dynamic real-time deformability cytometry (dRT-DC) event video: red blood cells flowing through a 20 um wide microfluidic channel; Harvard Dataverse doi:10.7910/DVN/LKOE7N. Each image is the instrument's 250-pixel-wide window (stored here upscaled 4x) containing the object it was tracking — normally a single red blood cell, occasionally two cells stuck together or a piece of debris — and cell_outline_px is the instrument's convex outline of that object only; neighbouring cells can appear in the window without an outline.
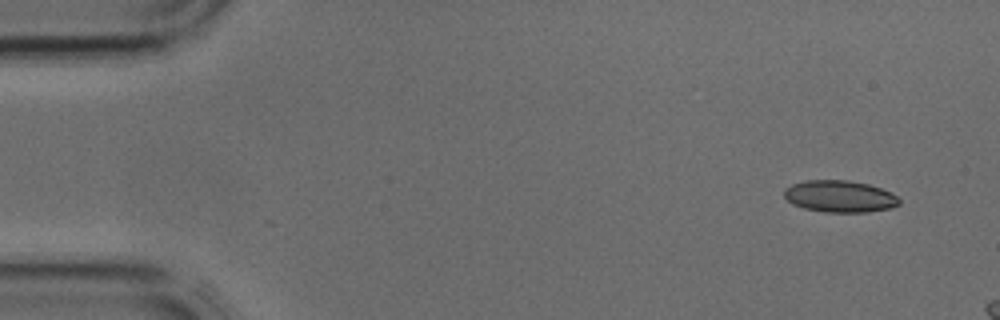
{"species": "common noctule bat (a hibernating species)", "species_latin": "Nyctalus noctula", "temperature_condition": "cold", "stored_images_in_passage": 3, "camera_frame_rate_fps": 3000, "um_per_image_px": 0.085, "animal": {"sex": "male", "body_mass_g": 17.9, "forearm_length_mm": 54.2}, "frame": {"image": 1, "passage_image": 1, "time_ms": 0.0, "image_size_px": [1000, 320], "cell_outline_px": [[900, 204], [888, 208], [864, 212], [824, 212], [804, 208], [792, 204], [784, 196], [784, 188], [792, 184], [808, 180], [848, 180], [868, 184], [892, 192], [900, 200]], "centroid_in_image_um": [71.36, 16.68], "position_along_channel_um": 13.6, "area_um2": 21.27}}